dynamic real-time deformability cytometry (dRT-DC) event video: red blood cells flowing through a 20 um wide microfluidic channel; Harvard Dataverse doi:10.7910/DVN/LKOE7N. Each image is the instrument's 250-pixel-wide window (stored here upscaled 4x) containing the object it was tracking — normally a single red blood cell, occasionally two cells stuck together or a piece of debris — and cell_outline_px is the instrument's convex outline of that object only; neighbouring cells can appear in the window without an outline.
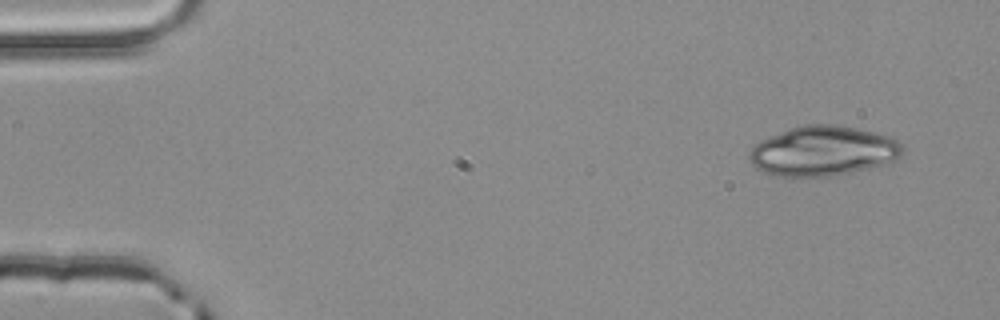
{"species": "common noctule bat (a hibernating species)", "species_latin": "Nyctalus noctula", "temperature_condition": "room temperature", "stored_images_in_passage": 3, "camera_frame_rate_fps": 3000, "um_per_image_px": 0.085, "animal": {"sex": "male", "body_mass_g": 20.4}, "frame": {"image": 1, "passage_image": 1, "time_ms": 0.0, "image_size_px": [1000, 320], "cell_outline_px": [[904, 152], [896, 160], [884, 164], [848, 172], [828, 176], [776, 176], [756, 168], [748, 160], [748, 152], [760, 140], [788, 128], [800, 124], [832, 124], [856, 128], [888, 136], [900, 140], [904, 144]], "centroid_in_image_um": [69.95, 12.81], "position_along_channel_um": 15.0, "area_um2": 44.56}}